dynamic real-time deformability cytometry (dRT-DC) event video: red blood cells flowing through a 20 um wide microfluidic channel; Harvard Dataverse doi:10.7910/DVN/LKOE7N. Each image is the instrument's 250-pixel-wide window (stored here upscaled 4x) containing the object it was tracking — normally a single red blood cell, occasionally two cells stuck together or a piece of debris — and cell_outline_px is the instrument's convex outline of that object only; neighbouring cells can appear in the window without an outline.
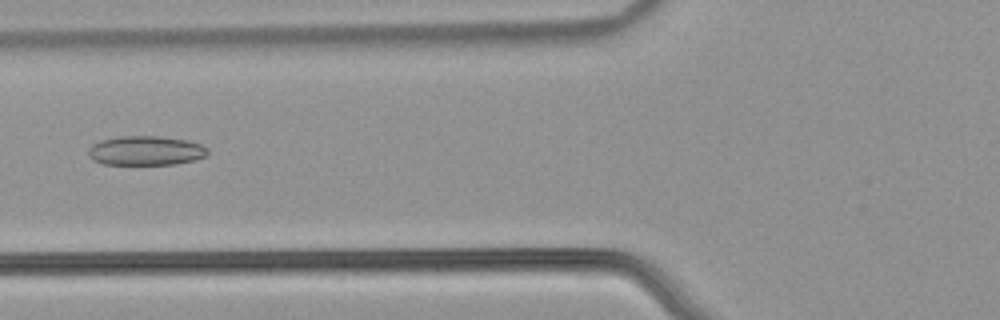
{"species": "common noctule bat (a hibernating species)", "species_latin": "Nyctalus noctula", "temperature_condition": "warm", "stored_images_in_passage": 44, "camera_frame_rate_fps": 3000, "um_per_image_px": 0.085, "animal": {"sex": "male", "body_mass_g": 21.5, "forearm_length_mm": 52.0}, "frame": {"image": 1, "passage_image": 12, "time_ms": 3.667, "image_size_px": [1000, 320], "cell_outline_px": [[208, 152], [204, 156], [196, 160], [176, 164], [104, 164], [92, 160], [88, 156], [88, 148], [92, 144], [100, 140], [120, 136], [160, 136], [188, 140], [200, 144], [208, 148]], "centroid_in_image_um": [12.37, 12.8], "position_along_channel_um": 113.4, "area_um2": 20.58}}
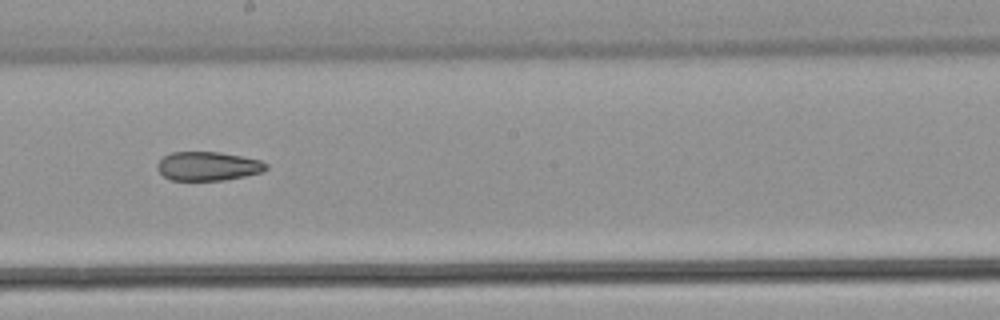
{"frame": {"image": 2, "passage_image": 21, "time_ms": 6.667, "image_size_px": [1000, 320], "cell_outline_px": [[268, 168], [264, 172], [224, 180], [172, 180], [164, 176], [156, 168], [156, 164], [164, 156], [172, 152], [220, 152], [260, 160], [268, 164]], "centroid_in_image_um": [17.69, 14.12], "position_along_channel_um": 230.5, "area_um2": 18.32}}
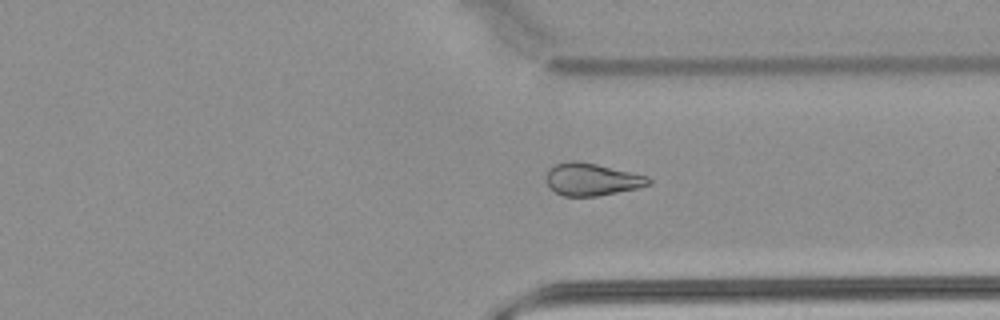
{"frame": {"image": 3, "passage_image": 31, "time_ms": 10.0, "image_size_px": [1000, 320], "cell_outline_px": [[652, 184], [640, 188], [596, 196], [564, 196], [556, 192], [548, 184], [548, 168], [556, 164], [572, 160], [576, 160], [596, 164], [648, 176], [652, 180]], "centroid_in_image_um": [50.36, 15.25], "position_along_channel_um": 361.0, "area_um2": 19.19}, "authors_computed_cell_mechanics": {"area_um2": 20.1433, "velocity_mm_per_s": 3.9089, "shape_relaxation_time_tau1_ms": null, "shape_relaxation_time_tau2_ms": 9.6725, "deformation_change_tau1": null, "deformation_change_tau2": 0.1919}}